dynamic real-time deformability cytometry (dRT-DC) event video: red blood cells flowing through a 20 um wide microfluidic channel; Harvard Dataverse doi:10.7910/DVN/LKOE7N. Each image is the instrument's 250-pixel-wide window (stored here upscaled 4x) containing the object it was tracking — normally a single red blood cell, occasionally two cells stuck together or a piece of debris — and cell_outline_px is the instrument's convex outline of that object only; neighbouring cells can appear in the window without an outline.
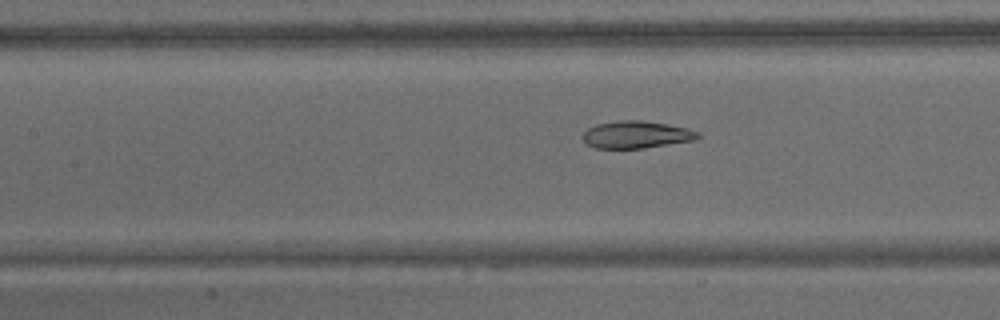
{"species": "common noctule bat (a hibernating species)", "species_latin": "Nyctalus noctula", "temperature_condition": "warm", "stored_images_in_passage": 63, "camera_frame_rate_fps": 3000, "um_per_image_px": 0.085, "animal": {"sex": "male", "body_mass_g": 15.6}, "frame": {"image": 1, "passage_image": 28, "time_ms": 9.0, "image_size_px": [1000, 320], "cell_outline_px": [[700, 136], [696, 140], [644, 148], [592, 148], [584, 144], [584, 132], [588, 128], [596, 124], [620, 120], [644, 120], [668, 124], [688, 128], [700, 132]], "centroid_in_image_um": [54.1, 11.44], "position_along_channel_um": 153.3, "area_um2": 18.5}}
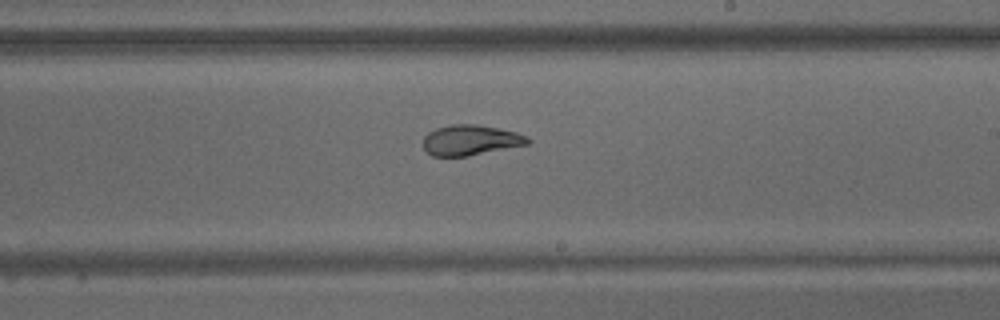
{"frame": {"image": 2, "passage_image": 37, "time_ms": 12.0, "image_size_px": [1000, 320], "cell_outline_px": [[532, 140], [528, 144], [468, 156], [432, 156], [424, 148], [424, 136], [428, 132], [436, 128], [448, 124], [476, 124], [516, 132], [528, 136]], "centroid_in_image_um": [40.0, 11.9], "position_along_channel_um": 249.0, "area_um2": 18.5}}
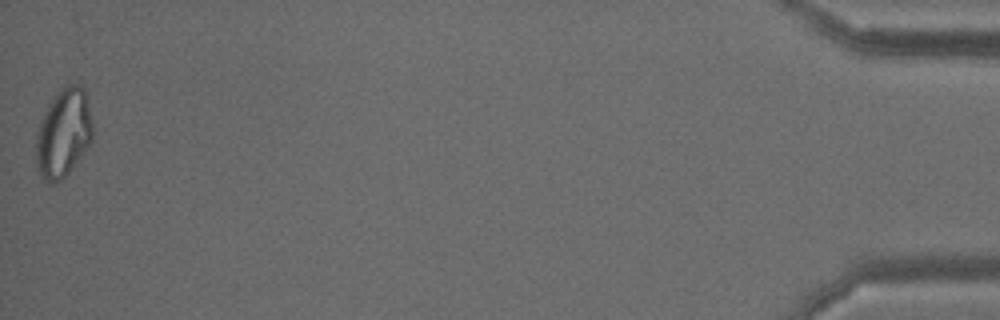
{"frame": {"image": 3, "passage_image": 63, "time_ms": 20.667, "image_size_px": [1000, 320], "cell_outline_px": [[92, 140], [68, 172], [60, 180], [52, 184], [48, 184], [40, 176], [36, 160], [36, 136], [40, 120], [52, 96], [68, 80], [80, 84], [84, 88], [92, 124]], "centroid_in_image_um": [5.37, 11.24], "position_along_channel_um": 429.8, "area_um2": 29.36}, "authors_computed_cell_mechanics": {"area_um2": 23.0044, "velocity_mm_per_s": 3.1994, "shape_relaxation_time_tau1_ms": null, "shape_relaxation_time_tau2_ms": 1.5758, "deformation_change_tau1": null, "deformation_change_tau2": 0.0638}}